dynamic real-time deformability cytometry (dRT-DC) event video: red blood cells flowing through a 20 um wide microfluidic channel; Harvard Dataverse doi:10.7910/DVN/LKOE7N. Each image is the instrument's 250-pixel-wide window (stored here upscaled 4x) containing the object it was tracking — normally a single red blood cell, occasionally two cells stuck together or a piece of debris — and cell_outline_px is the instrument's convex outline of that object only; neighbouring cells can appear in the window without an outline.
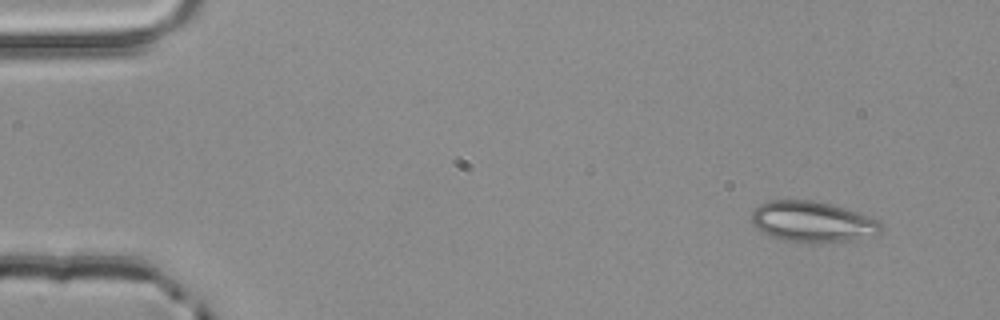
{"species": "common noctule bat (a hibernating species)", "species_latin": "Nyctalus noctula", "temperature_condition": "room temperature", "stored_images_in_passage": 4, "camera_frame_rate_fps": 3000, "um_per_image_px": 0.085, "animal": {"sex": "male", "body_mass_g": 20.4}, "frame": {"image": 1, "passage_image": 4, "time_ms": 1.0, "image_size_px": [1000, 320], "cell_outline_px": [[884, 232], [876, 236], [856, 240], [784, 240], [772, 236], [756, 228], [752, 224], [752, 212], [760, 204], [768, 200], [812, 200], [844, 208], [880, 220], [884, 224]], "centroid_in_image_um": [69.13, 18.82], "position_along_channel_um": 15.9, "area_um2": 30.23}}